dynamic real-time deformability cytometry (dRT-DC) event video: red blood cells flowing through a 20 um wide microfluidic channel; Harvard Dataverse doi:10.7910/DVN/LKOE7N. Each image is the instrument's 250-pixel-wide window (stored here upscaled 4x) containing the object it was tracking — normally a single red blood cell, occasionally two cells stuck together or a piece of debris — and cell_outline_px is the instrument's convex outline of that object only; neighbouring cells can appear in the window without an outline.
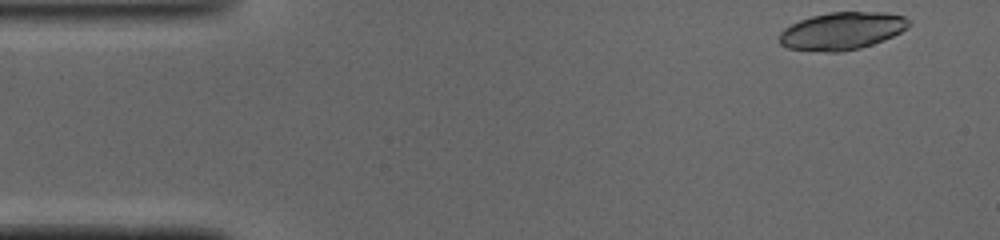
{"species": "common noctule bat (a hibernating species)", "species_latin": "Nyctalus noctula", "temperature_condition": "cold", "stored_images_in_passage": 46, "camera_frame_rate_fps": 3000, "um_per_image_px": 0.085, "animal": {"sex": "male", "body_mass_g": 19.0, "forearm_length_mm": 50.8}, "frame": {"image": 1, "passage_image": 1, "time_ms": 0.0, "image_size_px": [1000, 240], "cell_outline_px": [[912, 24], [908, 28], [884, 40], [860, 48], [840, 52], [824, 52], [788, 48], [780, 44], [780, 32], [784, 28], [800, 20], [812, 16], [832, 12], [888, 12], [904, 16]], "centroid_in_image_um": [71.59, 2.63], "position_along_channel_um": 13.4, "area_um2": 28.32}}
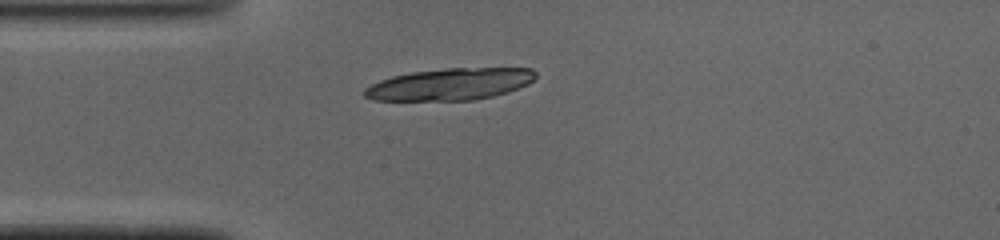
{"frame": {"image": 2, "passage_image": 10, "time_ms": 3.0, "image_size_px": [1000, 240], "cell_outline_px": [[536, 76], [528, 84], [508, 92], [492, 96], [472, 100], [372, 100], [364, 96], [360, 92], [364, 88], [380, 80], [392, 76], [412, 72], [448, 68], [532, 68], [536, 72]], "centroid_in_image_um": [38.23, 7.16], "position_along_channel_um": 46.8, "area_um2": 31.73}}